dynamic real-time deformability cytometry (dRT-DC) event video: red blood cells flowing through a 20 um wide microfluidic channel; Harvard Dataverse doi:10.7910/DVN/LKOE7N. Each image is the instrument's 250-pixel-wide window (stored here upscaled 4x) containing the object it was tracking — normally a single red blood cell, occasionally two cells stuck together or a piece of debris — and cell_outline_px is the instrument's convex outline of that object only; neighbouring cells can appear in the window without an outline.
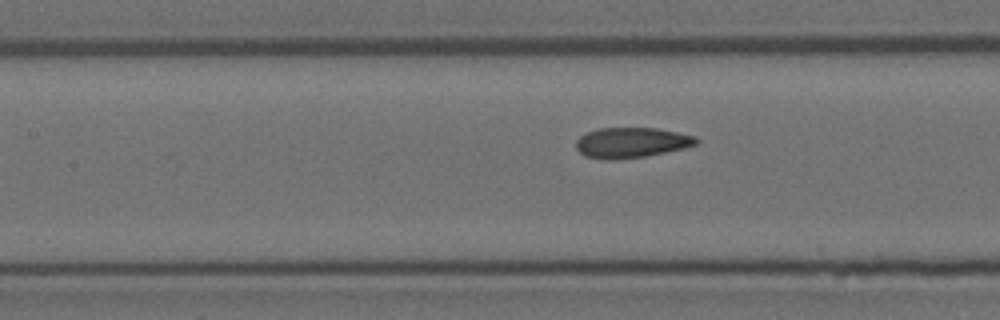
{"species": "Egyptian fruit bat (a non-hibernating species)", "species_latin": "Rousettus aegyptiacus", "temperature_condition": "room temperature", "stored_images_in_passage": 5, "camera_frame_rate_fps": 3000, "um_per_image_px": 0.085, "animal": {"sex": "female"}, "frame": {"image": 1, "passage_image": 4, "time_ms": 1.0, "image_size_px": [1000, 320], "cell_outline_px": [[700, 140], [696, 144], [684, 148], [648, 156], [616, 160], [608, 160], [584, 156], [576, 148], [576, 140], [580, 136], [588, 132], [600, 128], [656, 128], [696, 136]], "centroid_in_image_um": [53.67, 12.13], "position_along_channel_um": 153.7, "area_um2": 21.33}}
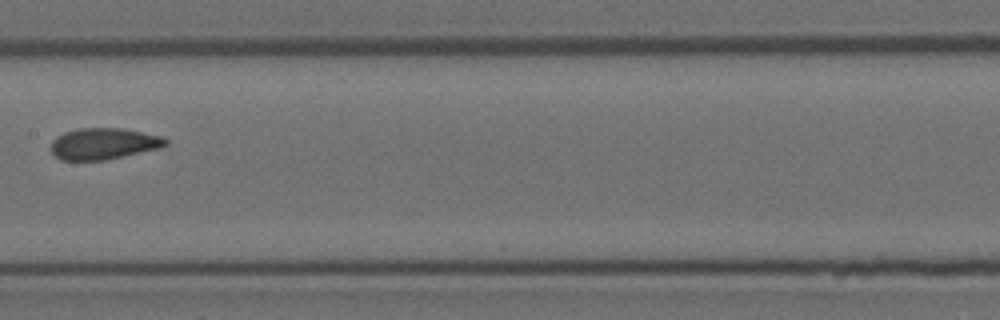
{"frame": {"image": 2, "passage_image": 5, "time_ms": 1.333, "image_size_px": [1000, 320], "cell_outline_px": [[168, 144], [160, 148], [108, 160], [60, 160], [52, 152], [52, 140], [56, 136], [64, 132], [80, 128], [120, 128], [164, 136], [168, 140]], "centroid_in_image_um": [8.84, 12.21], "position_along_channel_um": 198.6, "area_um2": 21.1}}